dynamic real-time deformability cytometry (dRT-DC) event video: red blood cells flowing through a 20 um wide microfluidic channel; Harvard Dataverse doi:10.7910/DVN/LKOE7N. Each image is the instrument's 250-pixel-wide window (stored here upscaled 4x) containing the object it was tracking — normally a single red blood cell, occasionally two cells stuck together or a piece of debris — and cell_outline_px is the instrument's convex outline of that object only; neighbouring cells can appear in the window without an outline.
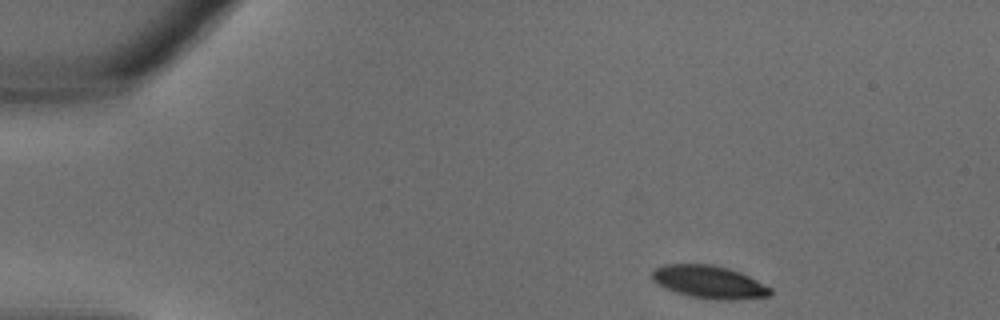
{"species": "common noctule bat (a hibernating species)", "species_latin": "Nyctalus noctula", "temperature_condition": "warm", "stored_images_in_passage": 30, "camera_frame_rate_fps": 3000, "um_per_image_px": 0.085, "animal": {"sex": "male", "body_mass_g": 18.8}, "frame": {"image": 1, "passage_image": 1, "time_ms": 0.0, "image_size_px": [1000, 320], "cell_outline_px": [[772, 292], [768, 296], [728, 300], [720, 300], [688, 296], [664, 288], [656, 284], [652, 280], [652, 272], [656, 268], [664, 264], [712, 264], [728, 268], [740, 272], [772, 288]], "centroid_in_image_um": [60.24, 23.96], "position_along_channel_um": 24.8, "area_um2": 22.54}}
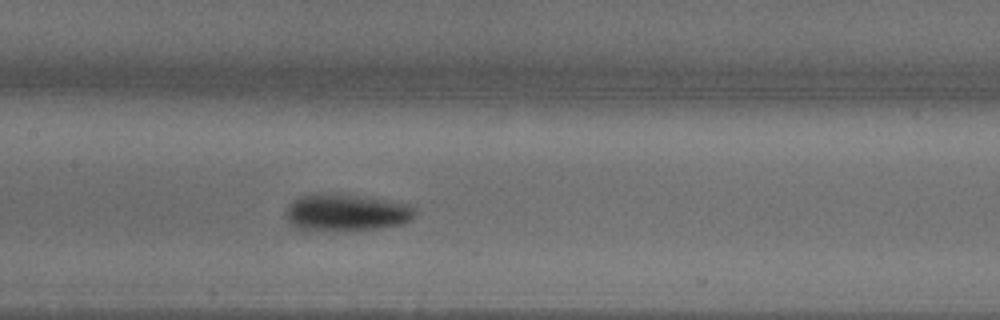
{"frame": {"image": 2, "passage_image": 13, "time_ms": 4.0, "image_size_px": [1000, 320], "cell_outline_px": [[412, 216], [404, 224], [384, 228], [324, 232], [296, 228], [284, 216], [284, 212], [288, 204], [292, 200], [300, 196], [312, 192], [332, 192], [360, 196], [412, 204]], "centroid_in_image_um": [29.33, 18.06], "position_along_channel_um": 178.1, "area_um2": 28.61}}
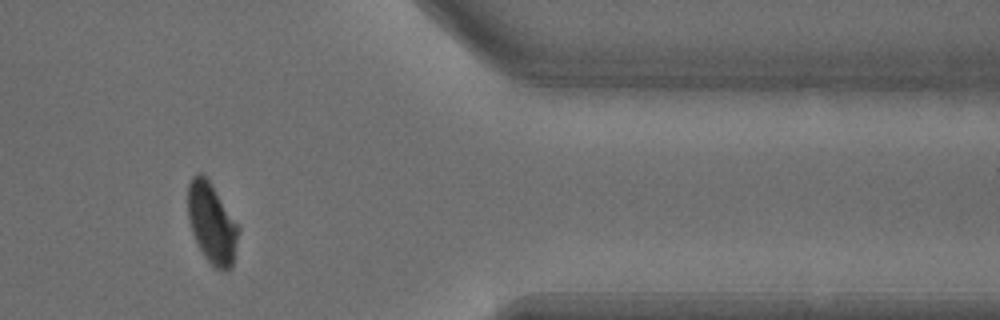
{"frame": {"image": 3, "passage_image": 25, "time_ms": 8.0, "image_size_px": [1000, 320], "cell_outline_px": [[240, 228], [232, 268], [228, 272], [224, 272], [216, 268], [204, 256], [192, 232], [188, 220], [188, 184], [192, 176], [196, 172], [200, 172], [208, 180]], "centroid_in_image_um": [18.01, 19.0], "position_along_channel_um": 393.4, "area_um2": 23.47}}